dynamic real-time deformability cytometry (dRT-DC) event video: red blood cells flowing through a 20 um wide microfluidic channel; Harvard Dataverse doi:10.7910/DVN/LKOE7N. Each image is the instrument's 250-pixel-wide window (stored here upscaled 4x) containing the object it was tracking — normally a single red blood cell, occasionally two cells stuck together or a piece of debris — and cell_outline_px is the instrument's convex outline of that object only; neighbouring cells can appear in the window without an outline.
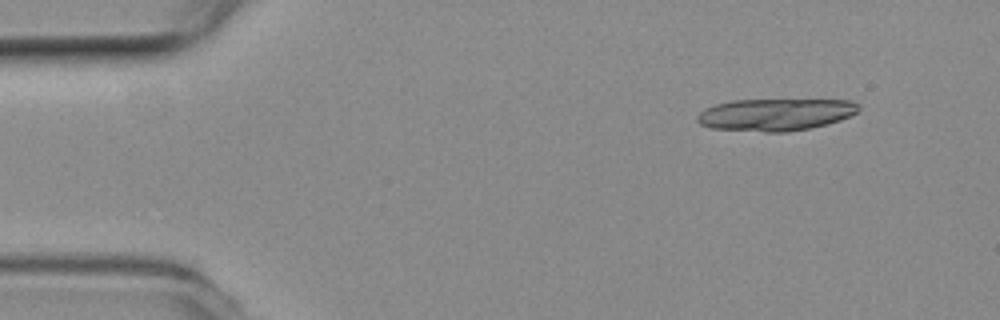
{"species": "common noctule bat (a hibernating species)", "species_latin": "Nyctalus noctula", "temperature_condition": "room temperature", "stored_images_in_passage": 6, "camera_frame_rate_fps": 3000, "um_per_image_px": 0.085, "animal": {"sex": "female", "body_mass_g": 19.3, "forearm_length_mm": 54.1}, "frame": {"image": 1, "passage_image": 2, "time_ms": 0.333, "image_size_px": [1000, 320], "cell_outline_px": [[860, 108], [856, 112], [840, 120], [808, 128], [788, 132], [764, 132], [712, 128], [700, 124], [696, 120], [696, 116], [704, 108], [716, 104], [732, 100], [852, 100], [860, 104]], "centroid_in_image_um": [65.89, 9.73], "position_along_channel_um": 19.1, "area_um2": 30.17}}
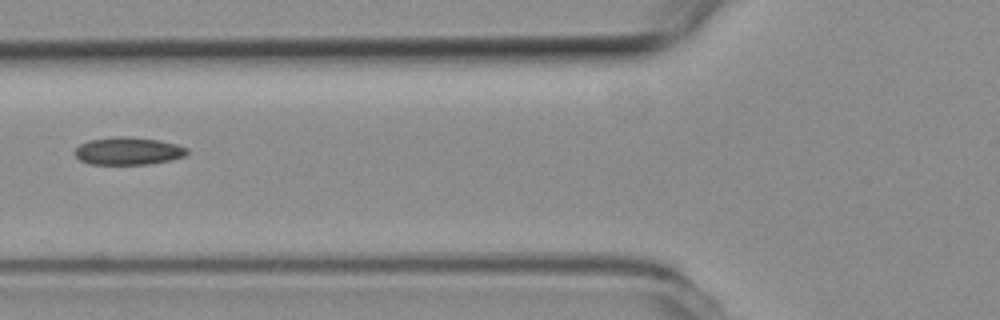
{"frame": {"image": 2, "passage_image": 6, "time_ms": 1.667, "image_size_px": [1000, 320], "cell_outline_px": [[188, 152], [184, 156], [172, 160], [148, 164], [88, 164], [80, 160], [72, 152], [80, 144], [88, 140], [112, 136], [128, 136], [160, 140], [176, 144], [188, 148]], "centroid_in_image_um": [10.87, 12.82], "position_along_channel_um": 114.9, "area_um2": 18.32}}